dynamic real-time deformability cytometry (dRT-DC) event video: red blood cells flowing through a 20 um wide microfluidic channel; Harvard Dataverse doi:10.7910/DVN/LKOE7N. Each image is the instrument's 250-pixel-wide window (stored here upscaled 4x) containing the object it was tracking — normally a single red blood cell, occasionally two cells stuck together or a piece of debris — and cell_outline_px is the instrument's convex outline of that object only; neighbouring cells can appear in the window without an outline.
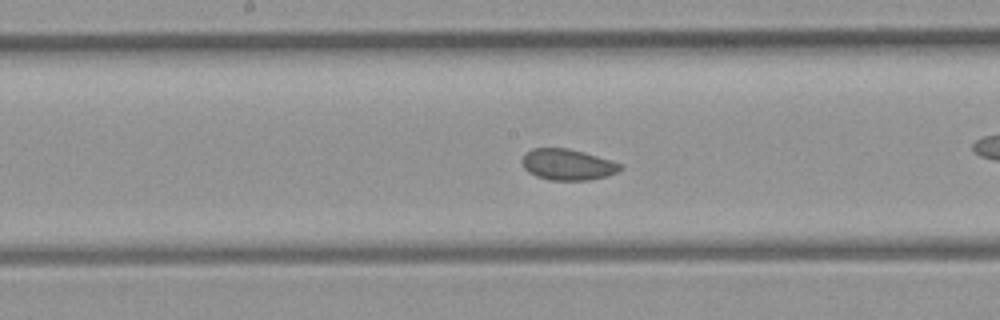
{"species": "common noctule bat (a hibernating species)", "species_latin": "Nyctalus noctula", "temperature_condition": "room temperature", "stored_images_in_passage": 16, "camera_frame_rate_fps": 3000, "um_per_image_px": 0.085, "animal": {"sex": "female", "body_mass_g": 21.9}, "frame": {"image": 1, "passage_image": 14, "time_ms": 4.333, "image_size_px": [1000, 320], "cell_outline_px": [[624, 168], [608, 176], [588, 180], [548, 180], [536, 176], [528, 172], [524, 168], [524, 156], [532, 148], [568, 148], [584, 152], [612, 160], [624, 164]], "centroid_in_image_um": [48.31, 13.99], "position_along_channel_um": 199.9, "area_um2": 17.8}}